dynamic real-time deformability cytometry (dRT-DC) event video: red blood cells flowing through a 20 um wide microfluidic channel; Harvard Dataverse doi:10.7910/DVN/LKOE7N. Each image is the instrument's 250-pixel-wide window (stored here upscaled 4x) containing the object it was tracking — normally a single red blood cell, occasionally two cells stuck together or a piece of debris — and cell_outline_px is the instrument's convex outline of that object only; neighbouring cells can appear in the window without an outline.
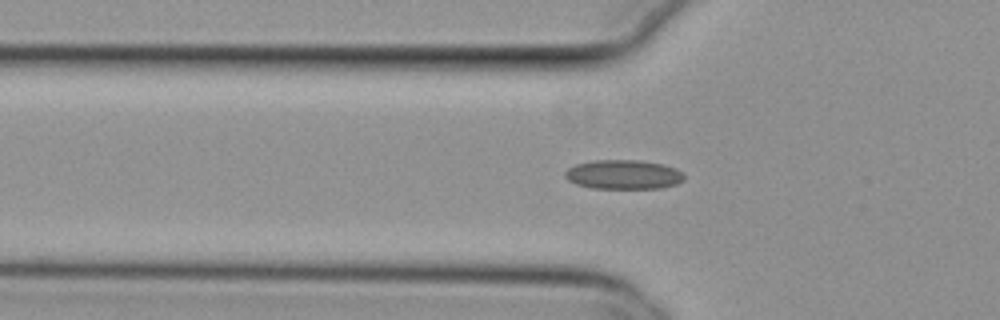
{"species": "common noctule bat (a hibernating species)", "species_latin": "Nyctalus noctula", "temperature_condition": "cold", "stored_images_in_passage": 48, "camera_frame_rate_fps": 3000, "um_per_image_px": 0.085, "animal": {"sex": "female", "body_mass_g": 29.2, "forearm_length_mm": 56.3}, "frame": {"image": 1, "passage_image": 18, "time_ms": 5.667, "image_size_px": [1000, 320], "cell_outline_px": [[684, 180], [676, 184], [660, 188], [592, 188], [576, 184], [568, 180], [564, 176], [564, 172], [568, 168], [576, 164], [596, 160], [636, 160], [664, 164], [676, 168], [684, 176]], "centroid_in_image_um": [52.98, 14.83], "position_along_channel_um": 72.8, "area_um2": 20.29}}
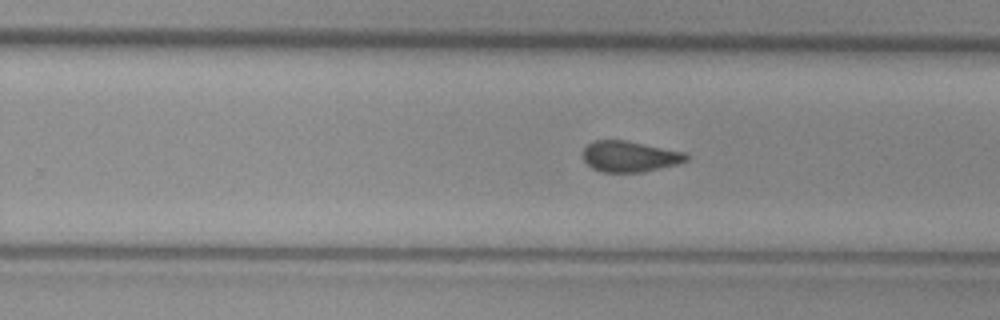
{"frame": {"image": 2, "passage_image": 34, "time_ms": 11.0, "image_size_px": [1000, 320], "cell_outline_px": [[688, 160], [680, 164], [644, 172], [600, 172], [592, 168], [584, 160], [584, 148], [588, 144], [596, 140], [624, 140], [684, 152], [688, 156]], "centroid_in_image_um": [53.54, 13.31], "position_along_channel_um": 276.3, "area_um2": 18.55}}
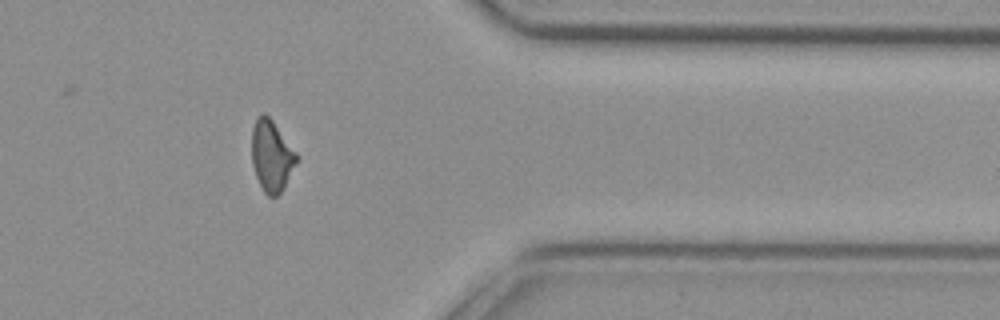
{"frame": {"image": 3, "passage_image": 44, "time_ms": 14.333, "image_size_px": [1000, 320], "cell_outline_px": [[300, 160], [284, 188], [276, 196], [268, 196], [264, 192], [256, 176], [252, 164], [252, 128], [256, 120], [264, 112], [272, 120], [300, 156]], "centroid_in_image_um": [23.13, 13.27], "position_along_channel_um": 388.3, "area_um2": 18.79}}